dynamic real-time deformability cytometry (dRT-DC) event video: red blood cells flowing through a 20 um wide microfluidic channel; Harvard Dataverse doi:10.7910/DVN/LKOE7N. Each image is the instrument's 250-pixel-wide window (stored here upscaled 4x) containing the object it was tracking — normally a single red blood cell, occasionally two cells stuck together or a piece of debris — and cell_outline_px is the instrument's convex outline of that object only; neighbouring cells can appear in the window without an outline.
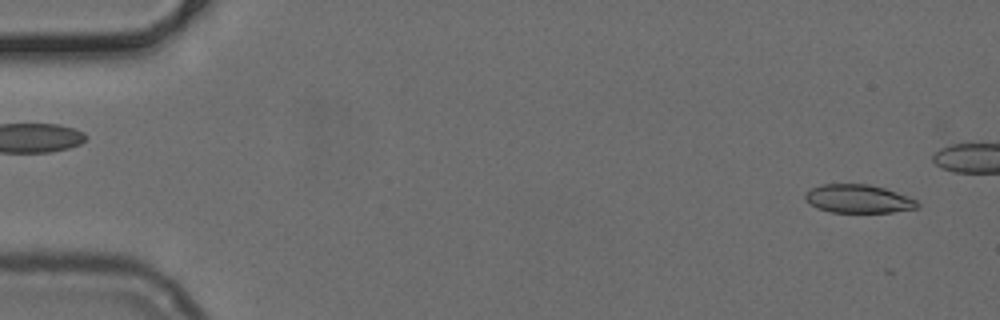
{"species": "common noctule bat (a hibernating species)", "species_latin": "Nyctalus noctula", "temperature_condition": "cold", "stored_images_in_passage": 9, "camera_frame_rate_fps": 3000, "um_per_image_px": 0.085, "animal": {"sex": "female", "body_mass_g": 24.6, "forearm_length_mm": 56.2}, "frame": {"image": 1, "passage_image": 2, "time_ms": 0.333, "image_size_px": [1000, 320], "cell_outline_px": [[920, 208], [892, 212], [832, 212], [816, 208], [808, 204], [804, 200], [804, 192], [820, 184], [868, 184], [884, 188], [908, 196], [916, 200], [920, 204]], "centroid_in_image_um": [72.93, 16.9], "position_along_channel_um": 12.1, "area_um2": 18.79}}